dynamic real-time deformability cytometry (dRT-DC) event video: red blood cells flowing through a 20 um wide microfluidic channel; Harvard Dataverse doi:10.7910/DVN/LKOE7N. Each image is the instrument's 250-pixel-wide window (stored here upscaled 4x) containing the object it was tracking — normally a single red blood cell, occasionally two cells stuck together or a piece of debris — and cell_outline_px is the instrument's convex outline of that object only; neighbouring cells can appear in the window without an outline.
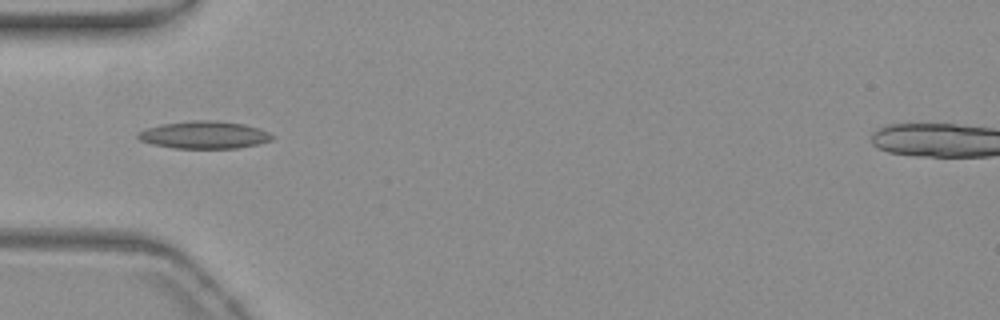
{"species": "common noctule bat (a hibernating species)", "species_latin": "Nyctalus noctula", "temperature_condition": "warm", "stored_images_in_passage": 39, "camera_frame_rate_fps": 3000, "um_per_image_px": 0.085, "animal": {"sex": "female", "body_mass_g": 19.3, "forearm_length_mm": 54.1}, "frame": {"image": 1, "passage_image": 2, "time_ms": 0.333, "image_size_px": [1000, 320], "cell_outline_px": [[276, 136], [272, 140], [260, 144], [240, 148], [172, 148], [152, 144], [140, 140], [136, 136], [136, 132], [160, 124], [192, 120], [216, 120], [244, 124], [260, 128]], "centroid_in_image_um": [17.39, 11.46], "position_along_channel_um": 67.6, "area_um2": 21.79}}
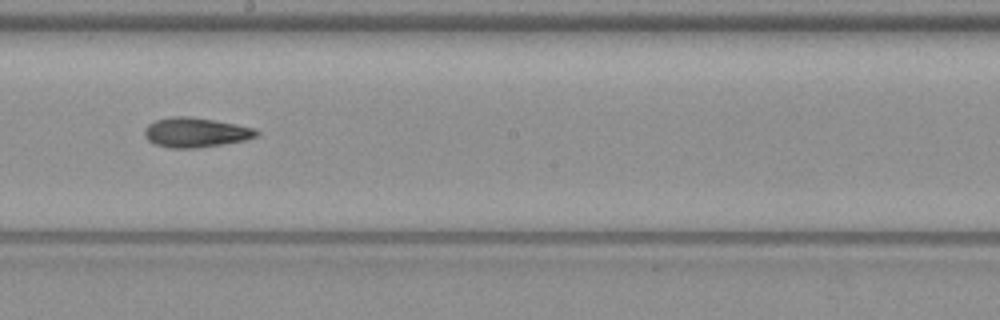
{"frame": {"image": 2, "passage_image": 15, "time_ms": 4.667, "image_size_px": [1000, 320], "cell_outline_px": [[260, 132], [256, 136], [244, 140], [196, 148], [168, 148], [156, 144], [148, 140], [144, 136], [144, 128], [148, 124], [156, 120], [172, 116], [188, 116], [216, 120], [256, 128]], "centroid_in_image_um": [16.61, 11.25], "position_along_channel_um": 231.6, "area_um2": 19.36}}
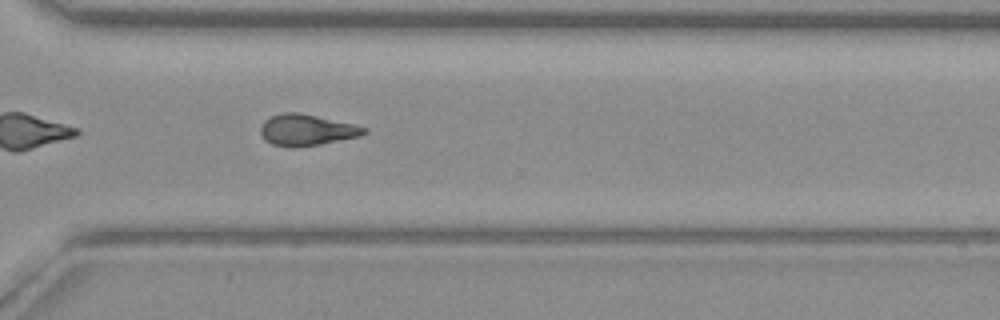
{"frame": {"image": 3, "passage_image": 24, "time_ms": 7.667, "image_size_px": [1000, 320], "cell_outline_px": [[368, 132], [360, 136], [320, 144], [296, 148], [288, 148], [272, 144], [264, 140], [260, 132], [260, 124], [264, 120], [272, 116], [284, 112], [296, 112], [316, 116], [352, 124], [368, 128]], "centroid_in_image_um": [26.02, 11.07], "position_along_channel_um": 344.6, "area_um2": 18.9}, "authors_computed_cell_mechanics": {"area_um2": 19.0162, "velocity_mm_per_s": 3.7736, "shape_relaxation_time_tau1_ms": null, "shape_relaxation_time_tau2_ms": 4.2288, "deformation_change_tau1": null, "deformation_change_tau2": 0.1254}}